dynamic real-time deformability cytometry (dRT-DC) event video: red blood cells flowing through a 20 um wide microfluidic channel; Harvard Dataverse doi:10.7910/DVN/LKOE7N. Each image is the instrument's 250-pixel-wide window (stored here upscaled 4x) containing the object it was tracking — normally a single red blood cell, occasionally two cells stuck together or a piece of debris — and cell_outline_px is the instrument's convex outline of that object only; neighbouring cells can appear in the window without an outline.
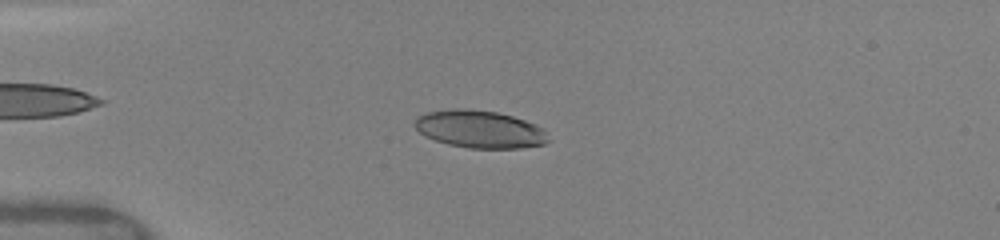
{"species": "human", "species_latin": "Homo sapiens", "temperature_condition": "warm", "stored_images_in_passage": 13, "camera_frame_rate_fps": 3000, "um_per_image_px": 0.085, "donor": {"sex": "female"}, "frame": {"image": 1, "passage_image": 5, "time_ms": 1.333, "image_size_px": [1000, 240], "cell_outline_px": [[552, 140], [544, 144], [520, 148], [468, 148], [448, 144], [424, 136], [412, 124], [416, 116], [428, 112], [452, 108], [464, 108], [496, 112], [512, 116], [536, 124], [544, 128]], "centroid_in_image_um": [40.79, 10.98], "position_along_channel_um": 44.2, "area_um2": 29.54}}
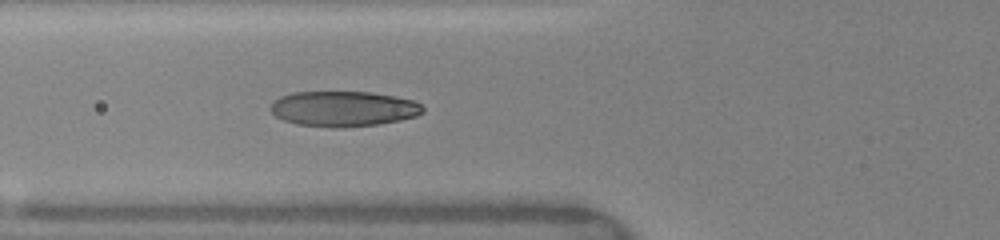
{"frame": {"image": 2, "passage_image": 10, "time_ms": 3.333, "image_size_px": [1000, 240], "cell_outline_px": [[424, 112], [416, 116], [400, 120], [376, 124], [296, 124], [284, 120], [276, 116], [268, 108], [280, 96], [292, 92], [372, 92], [412, 100], [420, 104], [424, 108]], "centroid_in_image_um": [29.2, 9.19], "position_along_channel_um": 96.6, "area_um2": 30.06}}
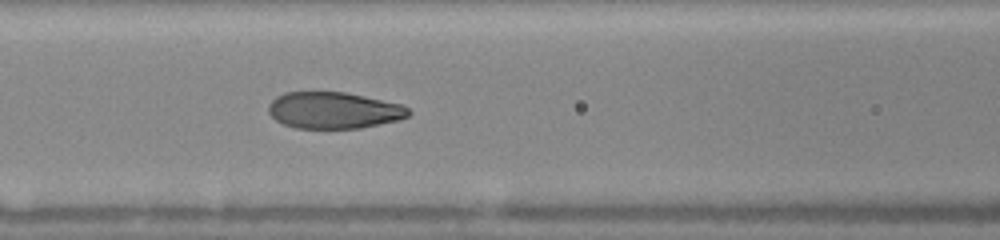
{"frame": {"image": 3, "passage_image": 13, "time_ms": 4.333, "image_size_px": [1000, 240], "cell_outline_px": [[412, 112], [408, 116], [400, 120], [360, 128], [296, 128], [284, 124], [276, 120], [268, 112], [268, 104], [276, 96], [284, 92], [344, 92], [364, 96], [400, 104], [408, 108]], "centroid_in_image_um": [28.36, 9.38], "position_along_channel_um": 138.2, "area_um2": 29.82}}